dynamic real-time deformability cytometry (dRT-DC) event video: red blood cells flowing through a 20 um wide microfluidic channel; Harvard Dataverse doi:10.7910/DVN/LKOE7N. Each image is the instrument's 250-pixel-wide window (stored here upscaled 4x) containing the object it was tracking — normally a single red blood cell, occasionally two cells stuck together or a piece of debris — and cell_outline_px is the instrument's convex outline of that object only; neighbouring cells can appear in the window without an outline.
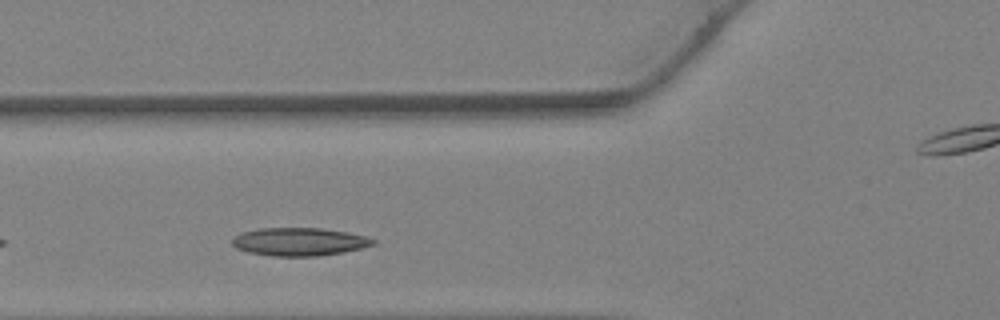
{"species": "Egyptian fruit bat (a non-hibernating species)", "species_latin": "Rousettus aegyptiacus", "temperature_condition": "warm", "stored_images_in_passage": 24, "camera_frame_rate_fps": 3000, "um_per_image_px": 0.085, "animal": {"sex": "female"}, "frame": {"image": 1, "passage_image": 8, "time_ms": 2.333, "image_size_px": [1000, 320], "cell_outline_px": [[376, 244], [360, 248], [320, 256], [272, 256], [248, 252], [236, 248], [232, 244], [232, 236], [244, 232], [260, 228], [320, 228], [348, 232], [364, 236], [376, 240]], "centroid_in_image_um": [25.41, 20.54], "position_along_channel_um": 100.4, "area_um2": 22.95}}
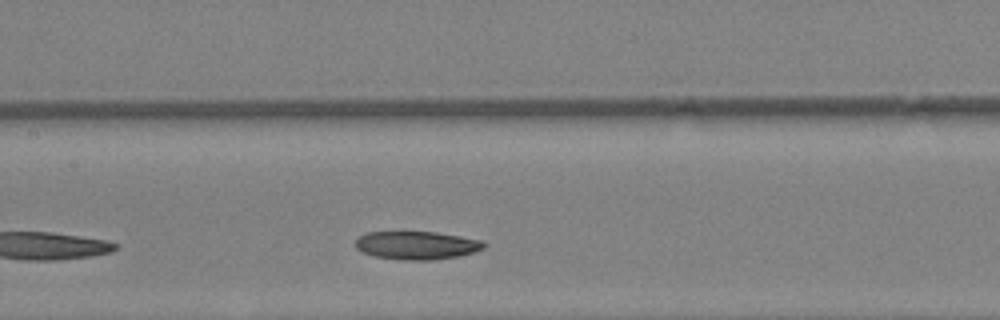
{"frame": {"image": 2, "passage_image": 12, "time_ms": 3.667, "image_size_px": [1000, 320], "cell_outline_px": [[488, 244], [484, 248], [460, 256], [432, 260], [404, 260], [372, 256], [356, 248], [356, 240], [360, 236], [368, 232], [436, 232], [484, 240]], "centroid_in_image_um": [35.46, 20.85], "position_along_channel_um": 171.9, "area_um2": 21.15}}
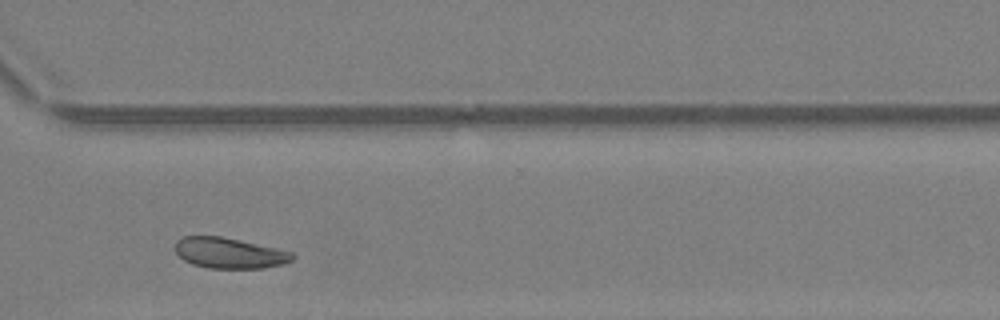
{"frame": {"image": 3, "passage_image": 22, "time_ms": 7.0, "image_size_px": [1000, 320], "cell_outline_px": [[296, 256], [292, 260], [284, 264], [264, 268], [208, 268], [192, 264], [184, 260], [176, 252], [176, 240], [184, 236], [220, 236], [276, 248], [292, 252]], "centroid_in_image_um": [19.51, 21.51], "position_along_channel_um": 351.1, "area_um2": 20.87}}